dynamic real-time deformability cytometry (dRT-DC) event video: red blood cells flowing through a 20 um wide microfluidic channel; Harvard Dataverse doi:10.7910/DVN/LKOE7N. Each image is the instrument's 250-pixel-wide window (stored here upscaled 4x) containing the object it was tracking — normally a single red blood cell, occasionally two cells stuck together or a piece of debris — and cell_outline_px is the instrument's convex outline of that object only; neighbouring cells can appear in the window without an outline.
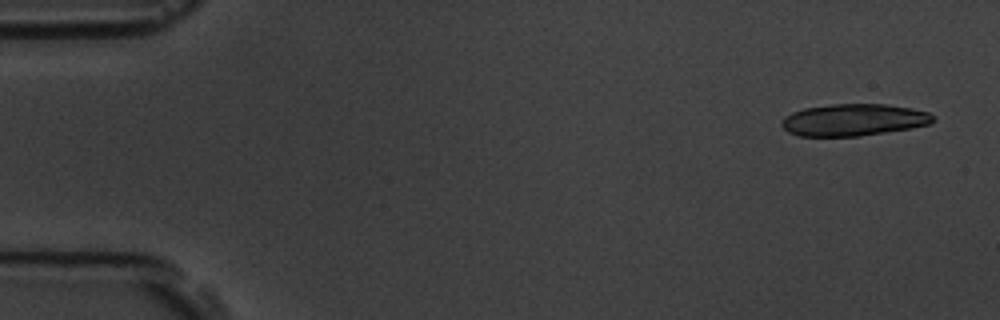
{"species": "common noctule bat (a hibernating species)", "species_latin": "Nyctalus noctula", "temperature_condition": "room temperature", "stored_images_in_passage": 4, "camera_frame_rate_fps": 3000, "um_per_image_px": 0.085, "animal": {"sex": "male", "body_mass_g": 19.5, "forearm_length_mm": 54.6}, "frame": {"image": 1, "passage_image": 1, "time_ms": 0.0, "image_size_px": [1000, 320], "cell_outline_px": [[936, 120], [928, 124], [912, 128], [860, 136], [800, 136], [788, 132], [780, 124], [780, 120], [784, 116], [792, 112], [804, 108], [832, 104], [884, 104], [912, 108], [928, 112], [936, 116]], "centroid_in_image_um": [72.56, 10.19], "position_along_channel_um": 12.4, "area_um2": 28.38}}